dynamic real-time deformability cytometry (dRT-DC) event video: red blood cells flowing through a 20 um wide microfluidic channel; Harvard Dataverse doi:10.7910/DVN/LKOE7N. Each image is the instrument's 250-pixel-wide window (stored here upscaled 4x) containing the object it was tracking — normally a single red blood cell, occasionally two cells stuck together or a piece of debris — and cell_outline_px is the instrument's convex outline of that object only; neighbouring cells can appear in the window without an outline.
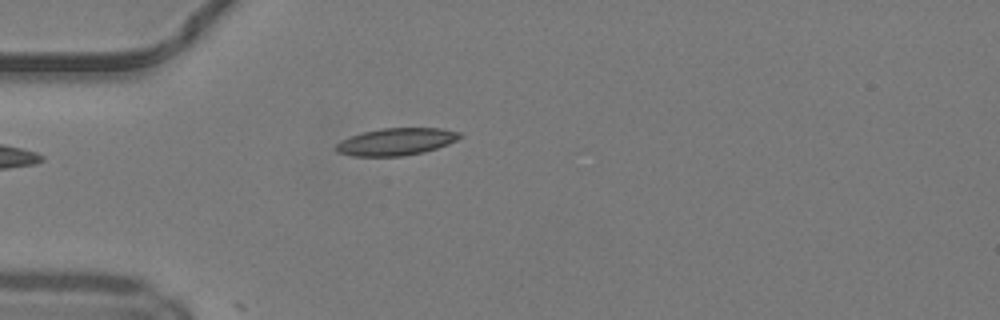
{"species": "common noctule bat (a hibernating species)", "species_latin": "Nyctalus noctula", "temperature_condition": "warm", "stored_images_in_passage": 5, "camera_frame_rate_fps": 3000, "um_per_image_px": 0.085, "animal": {"sex": "male", "body_mass_g": 19.2, "forearm_length_mm": 51.8}, "frame": {"image": 1, "passage_image": 1, "time_ms": 0.0, "image_size_px": [1000, 320], "cell_outline_px": [[464, 136], [448, 144], [424, 152], [404, 156], [352, 156], [336, 152], [332, 148], [340, 140], [364, 132], [384, 128], [440, 128], [460, 132]], "centroid_in_image_um": [33.66, 12.05], "position_along_channel_um": 51.3, "area_um2": 19.71}}